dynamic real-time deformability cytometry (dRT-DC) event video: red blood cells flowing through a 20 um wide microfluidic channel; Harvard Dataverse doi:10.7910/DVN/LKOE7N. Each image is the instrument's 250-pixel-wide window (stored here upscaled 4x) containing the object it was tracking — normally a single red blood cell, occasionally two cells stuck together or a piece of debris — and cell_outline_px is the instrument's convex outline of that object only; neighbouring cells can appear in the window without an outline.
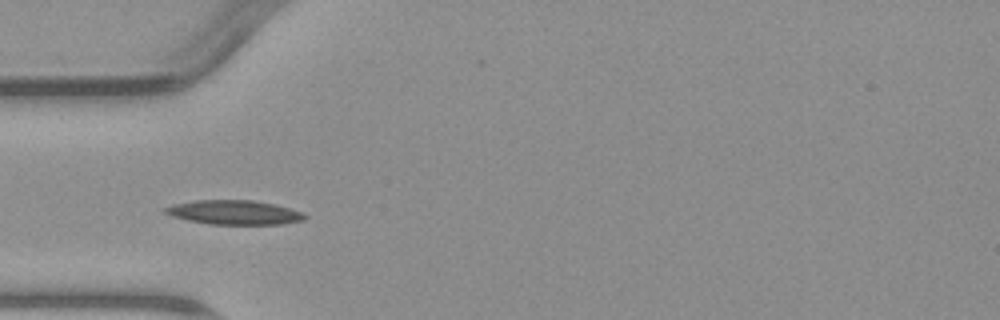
{"species": "common noctule bat (a hibernating species)", "species_latin": "Nyctalus noctula", "temperature_condition": "warm", "stored_images_in_passage": 6, "camera_frame_rate_fps": 3000, "um_per_image_px": 0.085, "animal": {"sex": "male", "body_mass_g": 23.1, "forearm_length_mm": 52.7}, "frame": {"image": 1, "passage_image": 4, "time_ms": 3.667, "image_size_px": [1000, 320], "cell_outline_px": [[308, 216], [304, 220], [280, 224], [208, 224], [188, 220], [172, 216], [164, 212], [164, 208], [172, 204], [196, 200], [252, 200], [272, 204], [288, 208], [300, 212]], "centroid_in_image_um": [19.87, 18.05], "position_along_channel_um": 65.1, "area_um2": 19.54}}
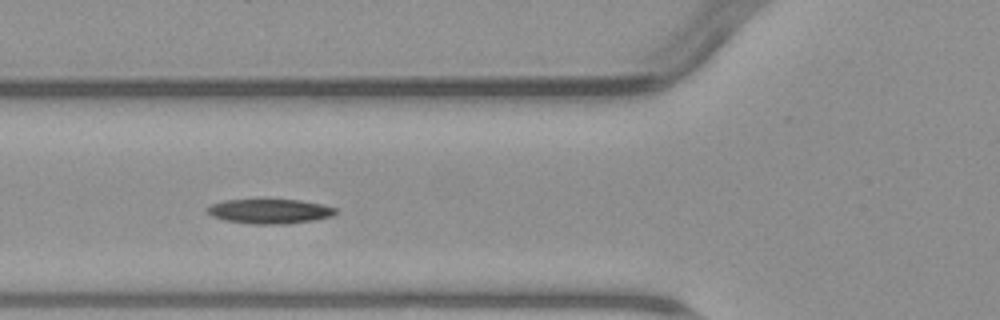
{"frame": {"image": 2, "passage_image": 5, "time_ms": 4.667, "image_size_px": [1000, 320], "cell_outline_px": [[336, 212], [332, 216], [316, 220], [284, 224], [256, 224], [224, 220], [212, 216], [204, 212], [212, 204], [224, 200], [300, 200], [324, 204], [336, 208]], "centroid_in_image_um": [22.94, 17.96], "position_along_channel_um": 102.9, "area_um2": 18.38}}
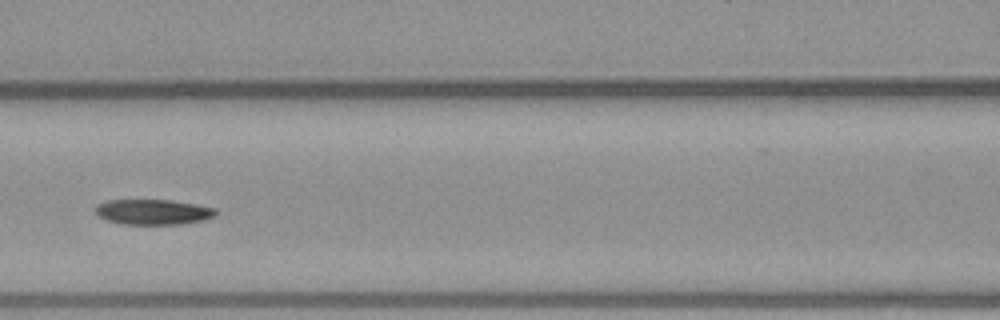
{"frame": {"image": 3, "passage_image": 6, "time_ms": 6.0, "image_size_px": [1000, 320], "cell_outline_px": [[216, 216], [204, 220], [180, 224], [120, 224], [108, 220], [100, 216], [96, 212], [96, 204], [108, 200], [168, 200], [196, 204], [216, 208]], "centroid_in_image_um": [13.04, 18.01], "position_along_channel_um": 153.6, "area_um2": 17.69}}